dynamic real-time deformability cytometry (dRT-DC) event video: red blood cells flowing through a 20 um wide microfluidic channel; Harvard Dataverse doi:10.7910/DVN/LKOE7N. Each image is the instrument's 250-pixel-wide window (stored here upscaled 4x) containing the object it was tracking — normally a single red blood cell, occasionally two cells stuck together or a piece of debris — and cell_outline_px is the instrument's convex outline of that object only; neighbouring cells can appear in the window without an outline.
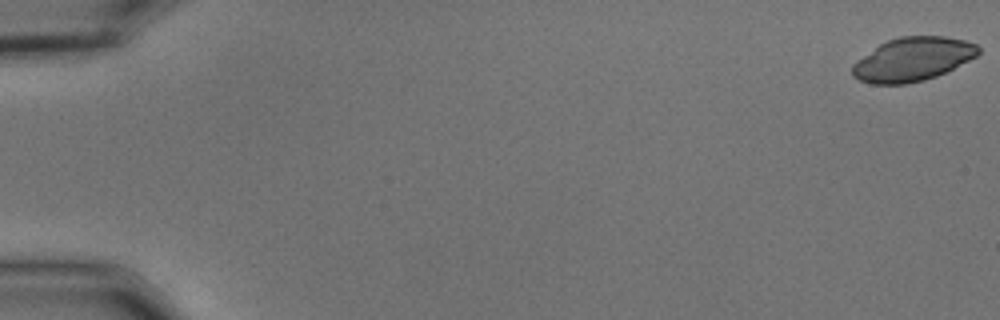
{"species": "common noctule bat (a hibernating species)", "species_latin": "Nyctalus noctula", "temperature_condition": "cold", "stored_images_in_passage": 55, "camera_frame_rate_fps": 3000, "um_per_image_px": 0.085, "animal": {"sex": "male", "body_mass_g": 15.6}, "frame": {"image": 1, "passage_image": 1, "time_ms": 0.0, "image_size_px": [1000, 320], "cell_outline_px": [[980, 52], [976, 56], [936, 76], [924, 80], [904, 84], [872, 84], [860, 80], [852, 76], [852, 64], [880, 44], [888, 40], [900, 36], [944, 36], [964, 40], [976, 44], [980, 48]], "centroid_in_image_um": [77.56, 5.03], "position_along_channel_um": 7.4, "area_um2": 31.73}}